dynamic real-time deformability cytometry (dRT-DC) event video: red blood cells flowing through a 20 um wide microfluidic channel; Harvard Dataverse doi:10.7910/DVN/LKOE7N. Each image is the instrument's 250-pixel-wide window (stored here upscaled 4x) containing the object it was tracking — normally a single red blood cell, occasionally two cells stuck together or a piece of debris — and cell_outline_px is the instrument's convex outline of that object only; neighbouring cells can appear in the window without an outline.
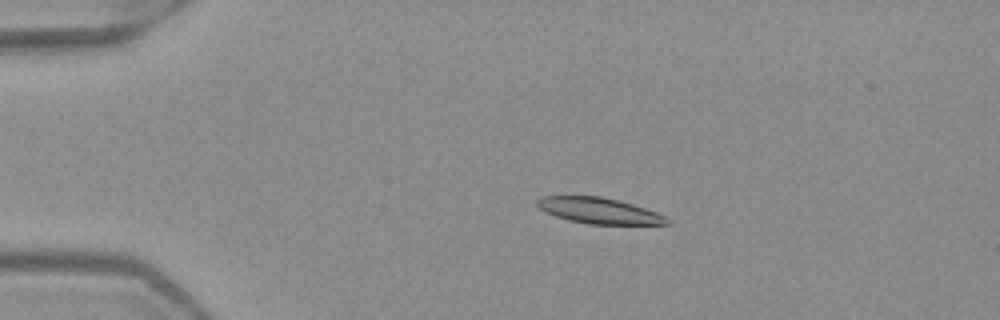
{"species": "Egyptian fruit bat (a non-hibernating species)", "species_latin": "Rousettus aegyptiacus", "temperature_condition": "warm", "stored_images_in_passage": 7, "camera_frame_rate_fps": 3000, "um_per_image_px": 0.085, "frame": {"image": 1, "passage_image": 4, "time_ms": 1.0, "image_size_px": [1000, 320], "cell_outline_px": [[672, 224], [588, 224], [568, 220], [544, 212], [536, 204], [536, 200], [544, 196], [600, 196], [632, 204], [656, 212], [672, 220]], "centroid_in_image_um": [50.92, 17.91], "position_along_channel_um": 34.1, "area_um2": 19.48}}
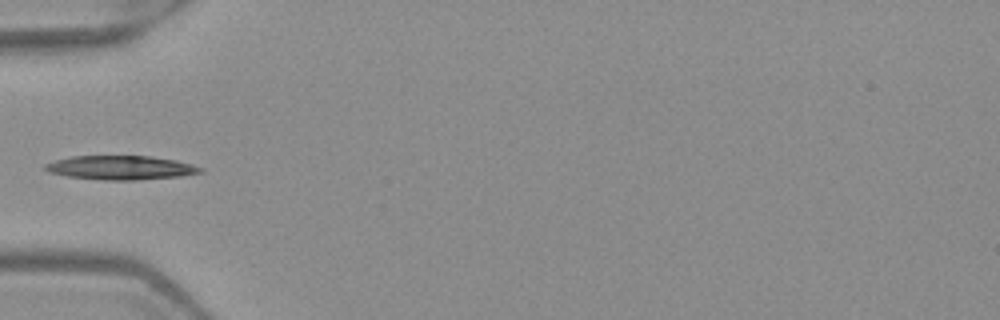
{"frame": {"image": 2, "passage_image": 6, "time_ms": 1.667, "image_size_px": [1000, 320], "cell_outline_px": [[204, 172], [180, 176], [136, 180], [104, 180], [68, 176], [48, 172], [40, 168], [44, 164], [56, 160], [72, 156], [152, 156], [176, 160], [192, 164], [204, 168]], "centroid_in_image_um": [10.26, 14.25], "position_along_channel_um": 74.7, "area_um2": 21.85}}
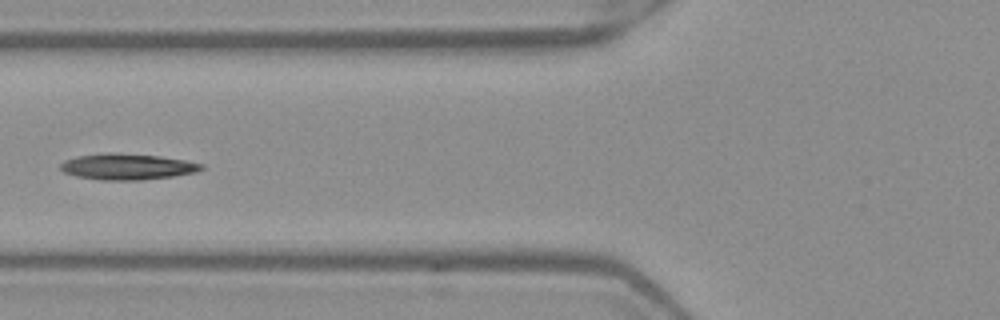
{"frame": {"image": 3, "passage_image": 7, "time_ms": 2.0, "image_size_px": [1000, 320], "cell_outline_px": [[204, 168], [196, 172], [172, 176], [140, 180], [100, 180], [76, 176], [64, 172], [60, 168], [60, 164], [64, 160], [76, 156], [104, 152], [112, 152], [160, 156], [184, 160], [204, 164]], "centroid_in_image_um": [10.79, 14.16], "position_along_channel_um": 115.0, "area_um2": 21.5}}